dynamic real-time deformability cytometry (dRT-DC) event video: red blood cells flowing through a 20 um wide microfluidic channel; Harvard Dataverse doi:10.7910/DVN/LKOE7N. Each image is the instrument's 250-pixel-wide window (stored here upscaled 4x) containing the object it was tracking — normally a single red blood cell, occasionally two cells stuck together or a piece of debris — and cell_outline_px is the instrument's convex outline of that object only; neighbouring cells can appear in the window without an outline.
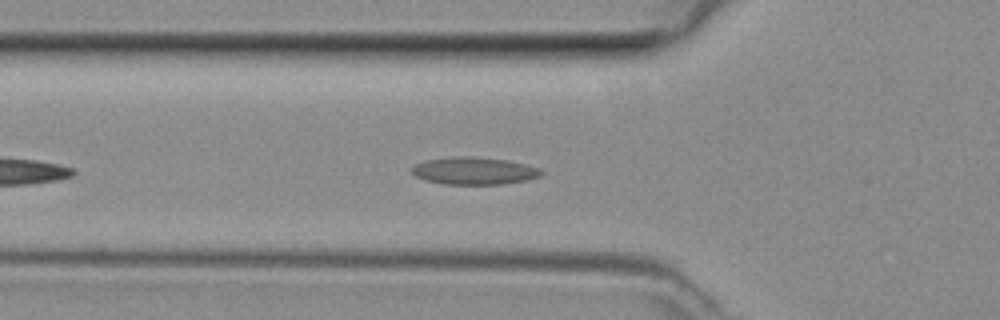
{"species": "common noctule bat (a hibernating species)", "species_latin": "Nyctalus noctula", "temperature_condition": "room temperature", "stored_images_in_passage": 16, "camera_frame_rate_fps": 3000, "um_per_image_px": 0.085, "animal": {"sex": "female", "body_mass_g": 29.2, "forearm_length_mm": 56.3}, "frame": {"image": 1, "passage_image": 6, "time_ms": 1.667, "image_size_px": [1000, 320], "cell_outline_px": [[544, 172], [540, 176], [528, 180], [500, 184], [444, 184], [424, 180], [416, 176], [408, 168], [424, 160], [452, 156], [472, 156], [508, 160], [540, 168]], "centroid_in_image_um": [40.27, 14.51], "position_along_channel_um": 85.5, "area_um2": 20.87}}
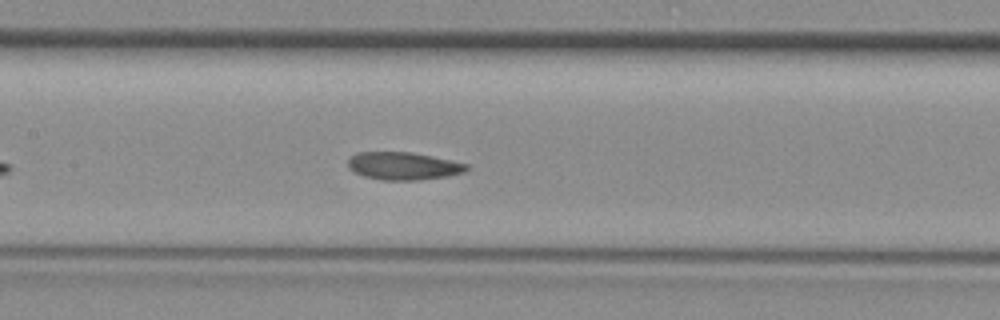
{"frame": {"image": 2, "passage_image": 12, "time_ms": 3.667, "image_size_px": [1000, 320], "cell_outline_px": [[468, 168], [464, 172], [448, 176], [420, 180], [380, 180], [364, 176], [348, 168], [348, 160], [356, 152], [408, 152], [432, 156], [452, 160], [468, 164]], "centroid_in_image_um": [34.29, 14.11], "position_along_channel_um": 173.1, "area_um2": 19.13}}
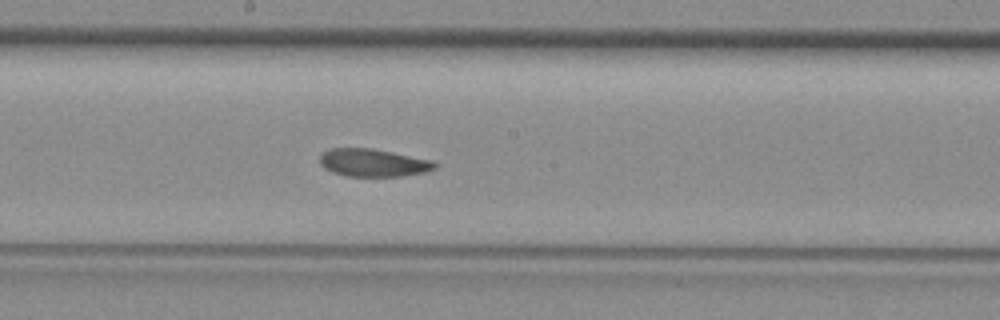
{"frame": {"image": 3, "passage_image": 15, "time_ms": 4.667, "image_size_px": [1000, 320], "cell_outline_px": [[436, 168], [424, 172], [400, 176], [348, 176], [332, 172], [324, 168], [320, 164], [320, 152], [332, 148], [372, 148], [432, 160], [436, 164]], "centroid_in_image_um": [31.68, 13.82], "position_along_channel_um": 216.5, "area_um2": 18.55}}